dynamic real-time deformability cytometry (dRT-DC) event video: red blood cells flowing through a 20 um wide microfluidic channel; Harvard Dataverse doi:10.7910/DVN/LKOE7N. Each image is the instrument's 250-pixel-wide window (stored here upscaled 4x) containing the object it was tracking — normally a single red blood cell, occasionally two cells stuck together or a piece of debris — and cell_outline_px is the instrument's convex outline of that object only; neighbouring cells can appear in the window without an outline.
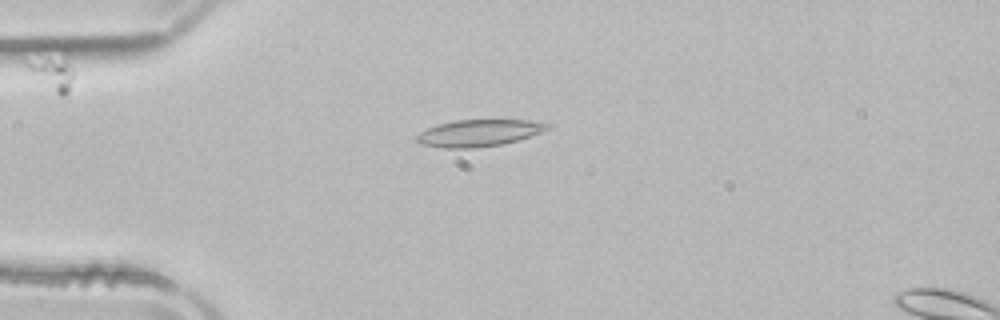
{"species": "common noctule bat (a hibernating species)", "species_latin": "Nyctalus noctula", "temperature_condition": "room temperature", "stored_images_in_passage": 51, "camera_frame_rate_fps": 3000, "um_per_image_px": 0.085, "animal": {"sex": "male", "body_mass_g": 21.5, "forearm_length_mm": 52.0}, "frame": {"image": 1, "passage_image": 13, "time_ms": 4.0, "image_size_px": [1000, 320], "cell_outline_px": [[552, 124], [548, 128], [540, 132], [516, 140], [500, 144], [476, 148], [444, 148], [420, 144], [416, 140], [416, 136], [420, 132], [436, 124], [456, 120], [528, 120]], "centroid_in_image_um": [40.65, 11.3], "position_along_channel_um": 44.4, "area_um2": 20.23}}
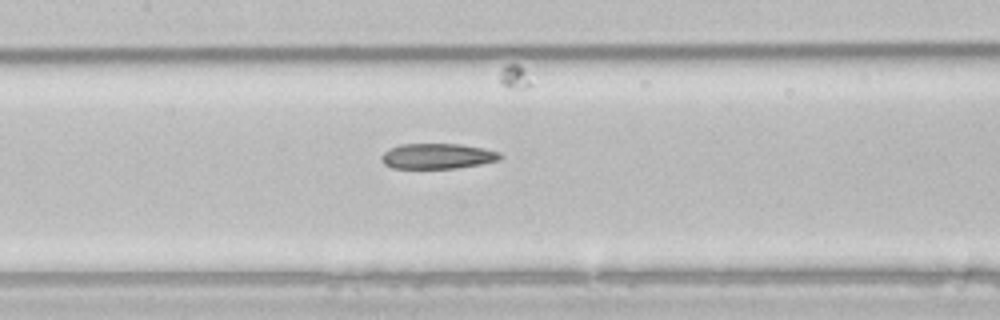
{"frame": {"image": 2, "passage_image": 24, "time_ms": 7.667, "image_size_px": [1000, 320], "cell_outline_px": [[504, 156], [500, 160], [480, 164], [456, 168], [392, 168], [384, 164], [380, 160], [380, 156], [384, 152], [400, 144], [460, 144], [484, 148], [500, 152]], "centroid_in_image_um": [37.2, 13.27], "position_along_channel_um": 170.2, "area_um2": 17.63}}
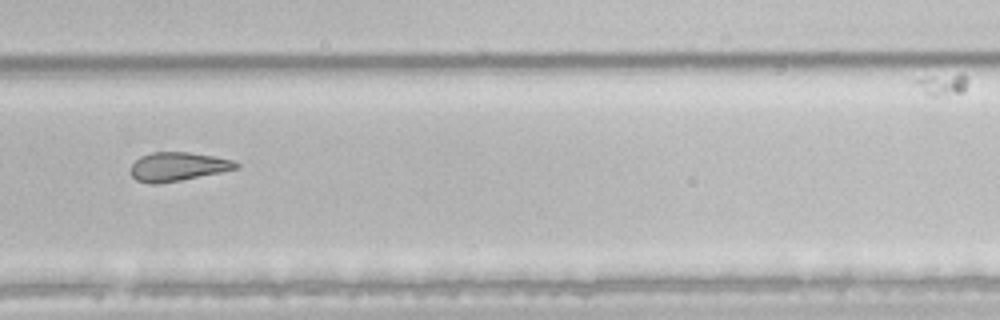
{"frame": {"image": 3, "passage_image": 35, "time_ms": 11.333, "image_size_px": [1000, 320], "cell_outline_px": [[240, 168], [180, 180], [156, 184], [148, 184], [136, 180], [128, 172], [132, 164], [140, 156], [152, 152], [188, 152], [212, 156], [232, 160], [240, 164]], "centroid_in_image_um": [15.07, 14.16], "position_along_channel_um": 314.7, "area_um2": 17.69}, "authors_computed_cell_mechanics": {"area_um2": 20.3456, "velocity_mm_per_s": 3.9631, "shape_relaxation_time_tau1_ms": null, "shape_relaxation_time_tau2_ms": 7.8372, "deformation_change_tau1": null, "deformation_change_tau2": 0.1839}}